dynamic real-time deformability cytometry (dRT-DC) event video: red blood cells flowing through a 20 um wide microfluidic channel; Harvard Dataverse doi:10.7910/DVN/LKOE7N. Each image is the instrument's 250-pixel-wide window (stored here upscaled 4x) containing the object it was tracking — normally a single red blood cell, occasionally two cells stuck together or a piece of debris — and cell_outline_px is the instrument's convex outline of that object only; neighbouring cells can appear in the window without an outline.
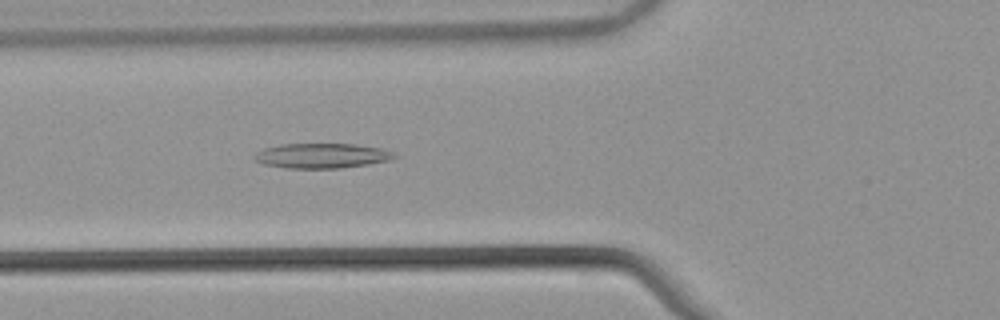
{"species": "common noctule bat (a hibernating species)", "species_latin": "Nyctalus noctula", "temperature_condition": "warm", "stored_images_in_passage": 55, "camera_frame_rate_fps": 3000, "um_per_image_px": 0.085, "animal": {"sex": "male", "body_mass_g": 21.5, "forearm_length_mm": 52.0}, "frame": {"image": 1, "passage_image": 21, "time_ms": 6.667, "image_size_px": [1000, 320], "cell_outline_px": [[400, 156], [388, 160], [368, 164], [340, 168], [288, 168], [264, 164], [256, 160], [252, 156], [256, 152], [264, 148], [280, 144], [356, 144], [380, 148], [392, 152]], "centroid_in_image_um": [27.34, 13.23], "position_along_channel_um": 98.5, "area_um2": 20.23}}
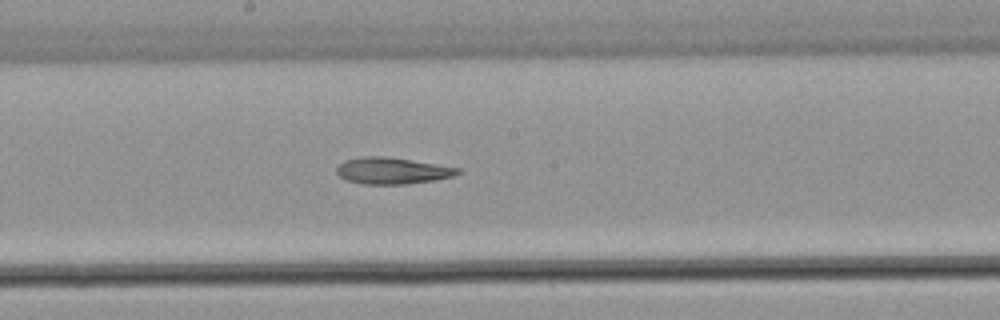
{"frame": {"image": 2, "passage_image": 30, "time_ms": 9.667, "image_size_px": [1000, 320], "cell_outline_px": [[464, 172], [452, 176], [432, 180], [408, 184], [364, 184], [344, 180], [336, 172], [336, 168], [344, 160], [360, 156], [384, 156], [460, 168]], "centroid_in_image_um": [33.3, 14.51], "position_along_channel_um": 214.9, "area_um2": 18.67}}
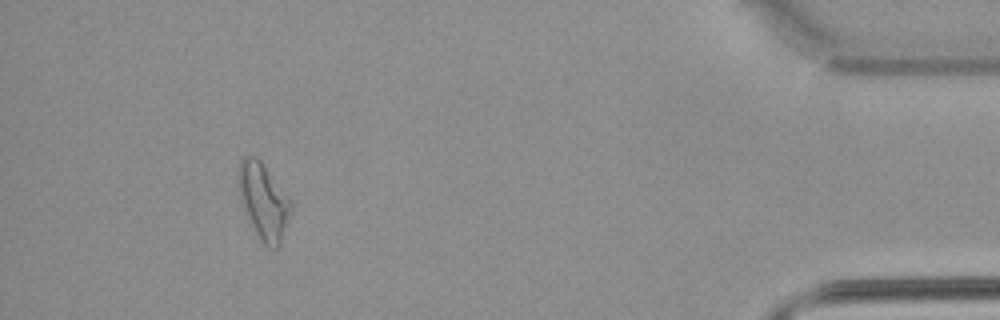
{"frame": {"image": 3, "passage_image": 50, "time_ms": 16.333, "image_size_px": [1000, 320], "cell_outline_px": [[292, 208], [280, 244], [276, 248], [272, 248], [264, 244], [256, 236], [244, 216], [236, 184], [236, 168], [240, 160], [244, 156], [256, 156], [260, 160], [292, 200]], "centroid_in_image_um": [22.33, 17.08], "position_along_channel_um": 412.9, "area_um2": 24.1}}